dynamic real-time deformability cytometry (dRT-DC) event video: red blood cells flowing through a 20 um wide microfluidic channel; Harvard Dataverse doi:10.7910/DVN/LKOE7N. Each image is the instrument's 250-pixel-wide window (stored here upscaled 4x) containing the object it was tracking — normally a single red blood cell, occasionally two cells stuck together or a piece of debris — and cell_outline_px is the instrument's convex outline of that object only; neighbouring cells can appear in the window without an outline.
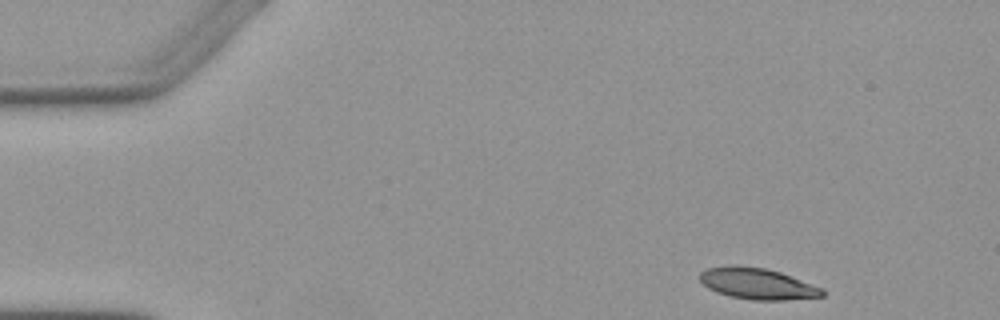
{"species": "Egyptian fruit bat (a non-hibernating species)", "species_latin": "Rousettus aegyptiacus", "temperature_condition": "warm", "stored_images_in_passage": 3, "camera_frame_rate_fps": 3000, "um_per_image_px": 0.085, "animal": {"sex": "female"}, "frame": {"image": 1, "passage_image": 1, "time_ms": 0.0, "image_size_px": [1000, 320], "cell_outline_px": [[824, 296], [784, 300], [752, 300], [728, 296], [716, 292], [708, 288], [700, 280], [700, 272], [708, 268], [728, 264], [736, 264], [764, 268], [780, 272], [824, 288]], "centroid_in_image_um": [64.36, 24.1], "position_along_channel_um": 20.6, "area_um2": 22.48}}
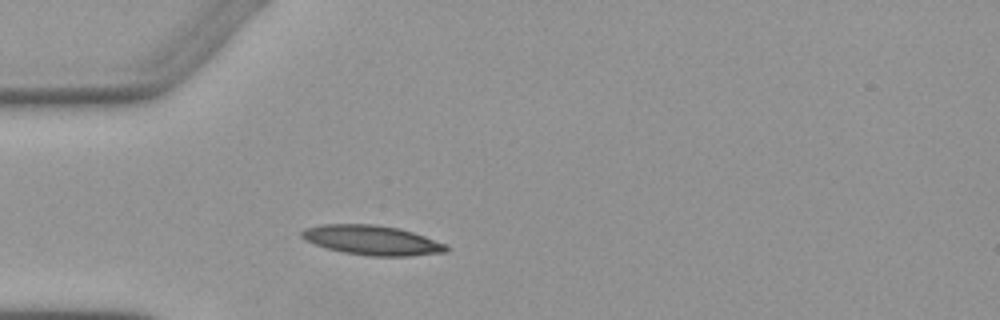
{"frame": {"image": 2, "passage_image": 3, "time_ms": 3.0, "image_size_px": [1000, 320], "cell_outline_px": [[448, 252], [408, 256], [372, 256], [344, 252], [328, 248], [304, 240], [300, 236], [300, 232], [304, 228], [324, 224], [376, 224], [396, 228], [412, 232], [448, 244]], "centroid_in_image_um": [31.63, 20.41], "position_along_channel_um": 53.4, "area_um2": 24.85}}